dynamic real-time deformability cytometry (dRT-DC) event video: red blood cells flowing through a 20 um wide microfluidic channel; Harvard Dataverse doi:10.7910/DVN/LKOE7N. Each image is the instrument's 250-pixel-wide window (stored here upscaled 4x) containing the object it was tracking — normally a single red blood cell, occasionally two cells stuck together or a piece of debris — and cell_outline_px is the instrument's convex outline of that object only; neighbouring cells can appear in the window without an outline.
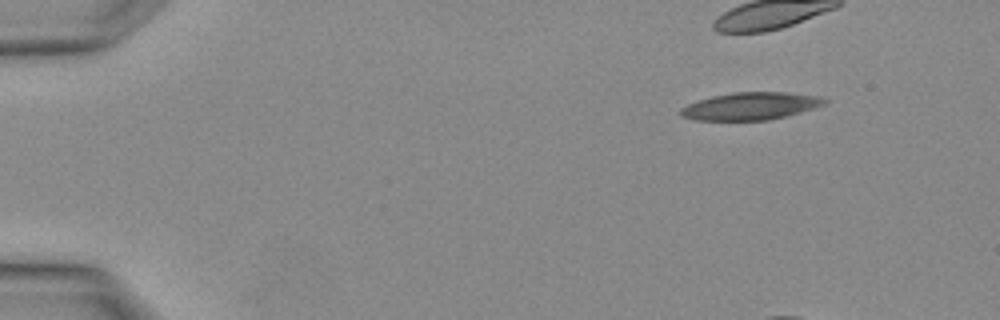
{"species": "Egyptian fruit bat (a non-hibernating species)", "species_latin": "Rousettus aegyptiacus", "temperature_condition": "warm", "stored_images_in_passage": 3, "segment_of_instrument_passage": [2, 2], "camera_frame_rate_fps": 3000, "um_per_image_px": 0.085, "animal": {"sex": "female"}, "frame": {"image": 1, "passage_image": 3, "time_ms": 0.667, "image_size_px": [1000, 320], "cell_outline_px": [[828, 100], [824, 104], [812, 108], [784, 116], [768, 120], [696, 120], [680, 116], [680, 108], [688, 104], [712, 96], [736, 92], [788, 92], [820, 96]], "centroid_in_image_um": [63.78, 9.01], "position_along_channel_um": 21.2, "area_um2": 22.77}}